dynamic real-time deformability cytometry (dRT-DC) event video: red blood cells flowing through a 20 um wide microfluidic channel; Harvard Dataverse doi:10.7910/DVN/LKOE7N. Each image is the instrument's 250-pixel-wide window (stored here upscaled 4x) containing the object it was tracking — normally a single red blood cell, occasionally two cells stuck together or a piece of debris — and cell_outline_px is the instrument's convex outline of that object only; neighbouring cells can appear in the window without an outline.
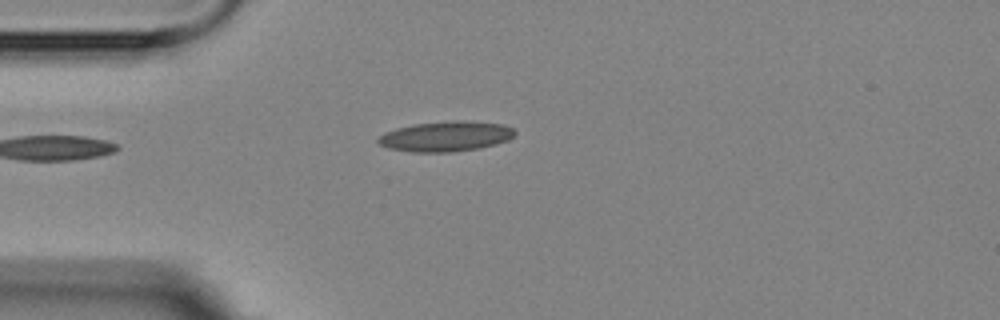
{"species": "Egyptian fruit bat (a non-hibernating species)", "species_latin": "Rousettus aegyptiacus", "temperature_condition": "room temperature", "stored_images_in_passage": 5, "camera_frame_rate_fps": 3000, "um_per_image_px": 0.085, "animal": {"sex": "female"}, "frame": {"image": 1, "passage_image": 1, "time_ms": 0.0, "image_size_px": [1000, 320], "cell_outline_px": [[516, 132], [508, 140], [496, 144], [480, 148], [452, 152], [412, 152], [388, 148], [380, 144], [376, 140], [384, 132], [396, 128], [412, 124], [456, 120], [460, 120], [504, 124], [512, 128]], "centroid_in_image_um": [37.88, 11.59], "position_along_channel_um": 47.1, "area_um2": 24.1}}
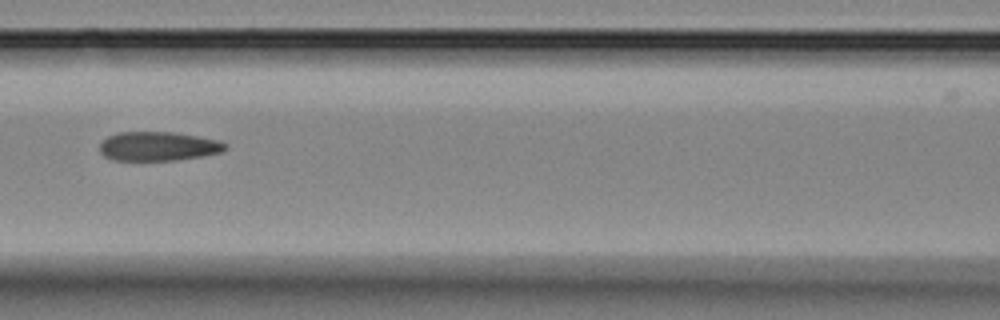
{"frame": {"image": 2, "passage_image": 4, "time_ms": 3.333, "image_size_px": [1000, 320], "cell_outline_px": [[228, 148], [220, 152], [204, 156], [176, 160], [112, 160], [104, 156], [100, 152], [100, 144], [108, 136], [116, 132], [172, 132], [220, 140], [228, 144]], "centroid_in_image_um": [13.46, 12.43], "position_along_channel_um": 153.1, "area_um2": 21.39}}
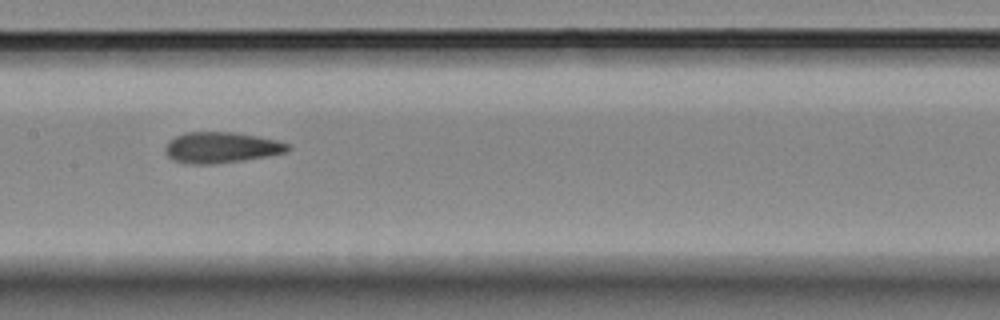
{"frame": {"image": 3, "passage_image": 5, "time_ms": 4.333, "image_size_px": [1000, 320], "cell_outline_px": [[292, 148], [288, 152], [268, 156], [212, 164], [192, 164], [176, 160], [168, 156], [164, 152], [164, 148], [168, 140], [184, 132], [236, 132], [276, 140], [288, 144]], "centroid_in_image_um": [18.8, 12.53], "position_along_channel_um": 188.6, "area_um2": 22.02}}